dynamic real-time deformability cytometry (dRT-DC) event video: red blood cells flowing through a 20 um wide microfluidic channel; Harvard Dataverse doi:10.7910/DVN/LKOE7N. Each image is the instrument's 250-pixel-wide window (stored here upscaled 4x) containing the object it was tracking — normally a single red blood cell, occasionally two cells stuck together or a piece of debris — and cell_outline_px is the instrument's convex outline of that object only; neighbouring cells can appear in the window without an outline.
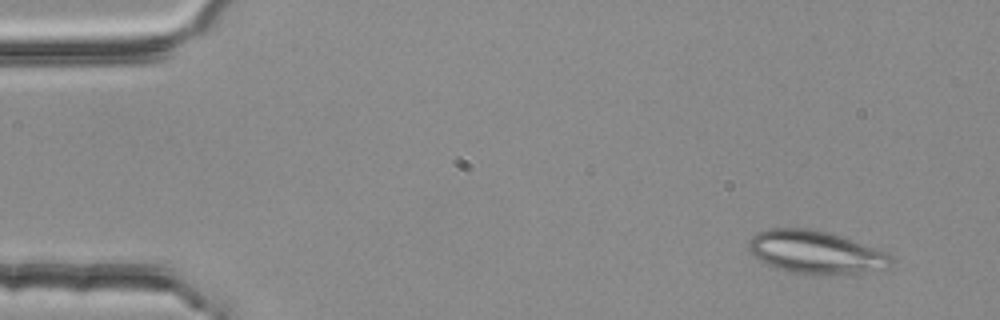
{"species": "common noctule bat (a hibernating species)", "species_latin": "Nyctalus noctula", "temperature_condition": "room temperature", "stored_images_in_passage": 4, "camera_frame_rate_fps": 3000, "um_per_image_px": 0.085, "animal": {"sex": "female", "body_mass_g": 25.1}, "frame": {"image": 1, "passage_image": 1, "time_ms": 0.0, "image_size_px": [1000, 320], "cell_outline_px": [[892, 264], [888, 268], [864, 272], [792, 272], [776, 268], [760, 260], [748, 252], [748, 244], [752, 236], [756, 232], [768, 228], [804, 228], [824, 232], [884, 252], [892, 256]], "centroid_in_image_um": [69.23, 21.41], "position_along_channel_um": 15.8, "area_um2": 34.16}}